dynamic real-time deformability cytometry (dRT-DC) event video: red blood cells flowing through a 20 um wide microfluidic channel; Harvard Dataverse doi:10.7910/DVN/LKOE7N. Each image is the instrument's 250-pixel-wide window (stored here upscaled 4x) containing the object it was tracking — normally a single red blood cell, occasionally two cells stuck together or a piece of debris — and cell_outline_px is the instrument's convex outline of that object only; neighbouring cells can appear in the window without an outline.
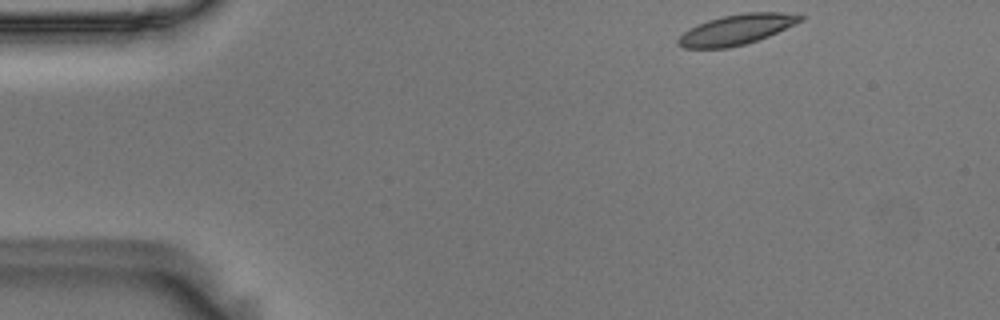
{"species": "Egyptian fruit bat (a non-hibernating species)", "species_latin": "Rousettus aegyptiacus", "temperature_condition": "room temperature", "stored_images_in_passage": 49, "camera_frame_rate_fps": 3000, "um_per_image_px": 0.085, "animal": {"sex": "male"}, "frame": {"image": 1, "passage_image": 1, "time_ms": 0.0, "image_size_px": [1000, 320], "cell_outline_px": [[804, 20], [768, 36], [744, 44], [728, 48], [684, 48], [676, 44], [676, 40], [684, 32], [696, 24], [708, 20], [724, 16], [744, 12], [784, 12], [804, 16]], "centroid_in_image_um": [62.59, 2.51], "position_along_channel_um": 22.4, "area_um2": 21.44}}
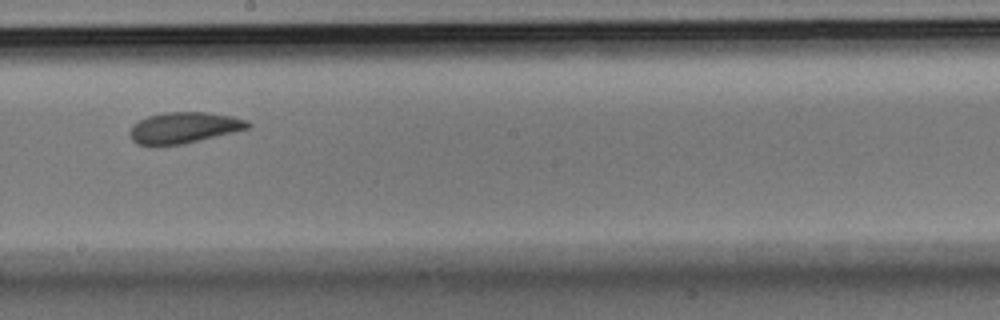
{"frame": {"image": 2, "passage_image": 25, "time_ms": 8.0, "image_size_px": [1000, 320], "cell_outline_px": [[252, 124], [248, 128], [184, 144], [156, 148], [152, 148], [136, 144], [132, 140], [128, 132], [132, 124], [148, 116], [164, 112], [208, 112], [232, 116], [248, 120]], "centroid_in_image_um": [15.55, 10.89], "position_along_channel_um": 232.6, "area_um2": 21.96}}
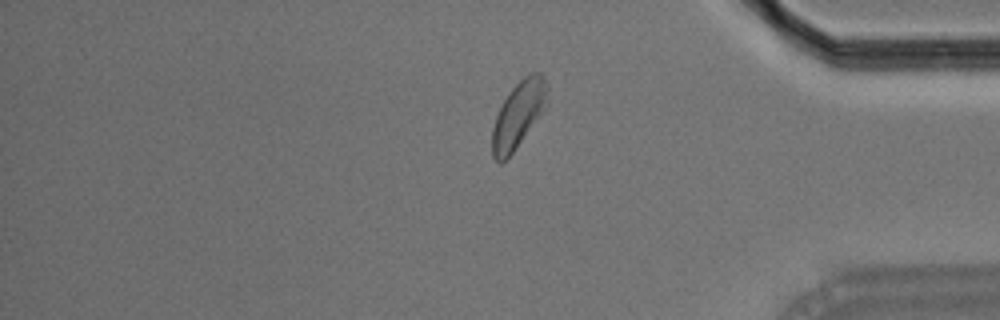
{"frame": {"image": 3, "passage_image": 40, "time_ms": 13.0, "image_size_px": [1000, 320], "cell_outline_px": [[548, 104], [512, 152], [500, 164], [492, 156], [492, 128], [496, 116], [508, 92], [524, 76], [532, 72], [540, 72], [544, 76], [548, 84]], "centroid_in_image_um": [44.08, 9.68], "position_along_channel_um": 391.1, "area_um2": 21.1}, "authors_computed_cell_mechanics": {"area_um2": 21.6172, "velocity_mm_per_s": 3.61, "shape_relaxation_time_tau1_ms": 3.1816, "shape_relaxation_time_tau2_ms": 1.7171, "deformation_change_tau1": 0.1259, "deformation_change_tau2": 0.0784}}